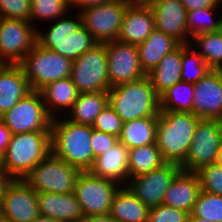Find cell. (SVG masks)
Returning <instances> with one entry per match:
<instances>
[{
    "label": "cell",
    "mask_w": 222,
    "mask_h": 222,
    "mask_svg": "<svg viewBox=\"0 0 222 222\" xmlns=\"http://www.w3.org/2000/svg\"><path fill=\"white\" fill-rule=\"evenodd\" d=\"M50 131L51 153L81 171H89L94 163L92 126L76 124L59 116L52 119Z\"/></svg>",
    "instance_id": "cell-1"
},
{
    "label": "cell",
    "mask_w": 222,
    "mask_h": 222,
    "mask_svg": "<svg viewBox=\"0 0 222 222\" xmlns=\"http://www.w3.org/2000/svg\"><path fill=\"white\" fill-rule=\"evenodd\" d=\"M199 120L192 112L160 111L156 145L167 163L185 161Z\"/></svg>",
    "instance_id": "cell-2"
},
{
    "label": "cell",
    "mask_w": 222,
    "mask_h": 222,
    "mask_svg": "<svg viewBox=\"0 0 222 222\" xmlns=\"http://www.w3.org/2000/svg\"><path fill=\"white\" fill-rule=\"evenodd\" d=\"M50 153L51 131L15 134L11 136L6 152L0 158V164L14 179H24Z\"/></svg>",
    "instance_id": "cell-3"
},
{
    "label": "cell",
    "mask_w": 222,
    "mask_h": 222,
    "mask_svg": "<svg viewBox=\"0 0 222 222\" xmlns=\"http://www.w3.org/2000/svg\"><path fill=\"white\" fill-rule=\"evenodd\" d=\"M108 104L123 123L143 117L159 116L161 110L160 96L147 76L111 87L108 90Z\"/></svg>",
    "instance_id": "cell-4"
},
{
    "label": "cell",
    "mask_w": 222,
    "mask_h": 222,
    "mask_svg": "<svg viewBox=\"0 0 222 222\" xmlns=\"http://www.w3.org/2000/svg\"><path fill=\"white\" fill-rule=\"evenodd\" d=\"M32 91L59 79L71 77L73 60L37 43L19 63Z\"/></svg>",
    "instance_id": "cell-5"
},
{
    "label": "cell",
    "mask_w": 222,
    "mask_h": 222,
    "mask_svg": "<svg viewBox=\"0 0 222 222\" xmlns=\"http://www.w3.org/2000/svg\"><path fill=\"white\" fill-rule=\"evenodd\" d=\"M81 170L50 153L23 179L36 193H73Z\"/></svg>",
    "instance_id": "cell-6"
},
{
    "label": "cell",
    "mask_w": 222,
    "mask_h": 222,
    "mask_svg": "<svg viewBox=\"0 0 222 222\" xmlns=\"http://www.w3.org/2000/svg\"><path fill=\"white\" fill-rule=\"evenodd\" d=\"M106 43H97L73 60L71 79L79 93L108 91Z\"/></svg>",
    "instance_id": "cell-7"
},
{
    "label": "cell",
    "mask_w": 222,
    "mask_h": 222,
    "mask_svg": "<svg viewBox=\"0 0 222 222\" xmlns=\"http://www.w3.org/2000/svg\"><path fill=\"white\" fill-rule=\"evenodd\" d=\"M132 2L133 0H114L83 8L79 11L82 25L97 43L117 40L124 14Z\"/></svg>",
    "instance_id": "cell-8"
},
{
    "label": "cell",
    "mask_w": 222,
    "mask_h": 222,
    "mask_svg": "<svg viewBox=\"0 0 222 222\" xmlns=\"http://www.w3.org/2000/svg\"><path fill=\"white\" fill-rule=\"evenodd\" d=\"M121 185L113 180L101 178L89 171H81L74 193L84 216L110 214L111 205Z\"/></svg>",
    "instance_id": "cell-9"
},
{
    "label": "cell",
    "mask_w": 222,
    "mask_h": 222,
    "mask_svg": "<svg viewBox=\"0 0 222 222\" xmlns=\"http://www.w3.org/2000/svg\"><path fill=\"white\" fill-rule=\"evenodd\" d=\"M52 119L39 91L30 92L0 116V120L11 131L12 135L50 131Z\"/></svg>",
    "instance_id": "cell-10"
},
{
    "label": "cell",
    "mask_w": 222,
    "mask_h": 222,
    "mask_svg": "<svg viewBox=\"0 0 222 222\" xmlns=\"http://www.w3.org/2000/svg\"><path fill=\"white\" fill-rule=\"evenodd\" d=\"M222 144V121L200 119L194 131L185 161L180 165L183 171L196 172L201 167L215 164Z\"/></svg>",
    "instance_id": "cell-11"
},
{
    "label": "cell",
    "mask_w": 222,
    "mask_h": 222,
    "mask_svg": "<svg viewBox=\"0 0 222 222\" xmlns=\"http://www.w3.org/2000/svg\"><path fill=\"white\" fill-rule=\"evenodd\" d=\"M34 24L16 19L0 18V61L19 64L34 47L37 29Z\"/></svg>",
    "instance_id": "cell-12"
},
{
    "label": "cell",
    "mask_w": 222,
    "mask_h": 222,
    "mask_svg": "<svg viewBox=\"0 0 222 222\" xmlns=\"http://www.w3.org/2000/svg\"><path fill=\"white\" fill-rule=\"evenodd\" d=\"M106 50L110 88L147 76L141 67L136 45L114 40L106 43Z\"/></svg>",
    "instance_id": "cell-13"
},
{
    "label": "cell",
    "mask_w": 222,
    "mask_h": 222,
    "mask_svg": "<svg viewBox=\"0 0 222 222\" xmlns=\"http://www.w3.org/2000/svg\"><path fill=\"white\" fill-rule=\"evenodd\" d=\"M175 163H165L144 175L129 179L127 188L146 206L154 207L162 204L169 185L181 171Z\"/></svg>",
    "instance_id": "cell-14"
},
{
    "label": "cell",
    "mask_w": 222,
    "mask_h": 222,
    "mask_svg": "<svg viewBox=\"0 0 222 222\" xmlns=\"http://www.w3.org/2000/svg\"><path fill=\"white\" fill-rule=\"evenodd\" d=\"M1 209L5 222H31L39 215L37 193L23 179H14Z\"/></svg>",
    "instance_id": "cell-15"
},
{
    "label": "cell",
    "mask_w": 222,
    "mask_h": 222,
    "mask_svg": "<svg viewBox=\"0 0 222 222\" xmlns=\"http://www.w3.org/2000/svg\"><path fill=\"white\" fill-rule=\"evenodd\" d=\"M192 113L200 119L222 121V75L211 69L194 84Z\"/></svg>",
    "instance_id": "cell-16"
},
{
    "label": "cell",
    "mask_w": 222,
    "mask_h": 222,
    "mask_svg": "<svg viewBox=\"0 0 222 222\" xmlns=\"http://www.w3.org/2000/svg\"><path fill=\"white\" fill-rule=\"evenodd\" d=\"M150 8L154 14L155 29L173 37L180 44H189L187 10L180 0H163Z\"/></svg>",
    "instance_id": "cell-17"
},
{
    "label": "cell",
    "mask_w": 222,
    "mask_h": 222,
    "mask_svg": "<svg viewBox=\"0 0 222 222\" xmlns=\"http://www.w3.org/2000/svg\"><path fill=\"white\" fill-rule=\"evenodd\" d=\"M155 29V19L150 7L132 2L124 14L118 41L138 45Z\"/></svg>",
    "instance_id": "cell-18"
},
{
    "label": "cell",
    "mask_w": 222,
    "mask_h": 222,
    "mask_svg": "<svg viewBox=\"0 0 222 222\" xmlns=\"http://www.w3.org/2000/svg\"><path fill=\"white\" fill-rule=\"evenodd\" d=\"M128 158L129 149L118 141L113 147L94 159L89 172L126 186V183L129 182Z\"/></svg>",
    "instance_id": "cell-19"
},
{
    "label": "cell",
    "mask_w": 222,
    "mask_h": 222,
    "mask_svg": "<svg viewBox=\"0 0 222 222\" xmlns=\"http://www.w3.org/2000/svg\"><path fill=\"white\" fill-rule=\"evenodd\" d=\"M32 89L19 64L0 67V116L26 97Z\"/></svg>",
    "instance_id": "cell-20"
},
{
    "label": "cell",
    "mask_w": 222,
    "mask_h": 222,
    "mask_svg": "<svg viewBox=\"0 0 222 222\" xmlns=\"http://www.w3.org/2000/svg\"><path fill=\"white\" fill-rule=\"evenodd\" d=\"M200 192L197 173L181 170L165 192L162 204L191 213Z\"/></svg>",
    "instance_id": "cell-21"
},
{
    "label": "cell",
    "mask_w": 222,
    "mask_h": 222,
    "mask_svg": "<svg viewBox=\"0 0 222 222\" xmlns=\"http://www.w3.org/2000/svg\"><path fill=\"white\" fill-rule=\"evenodd\" d=\"M39 214L57 222H72L83 216L75 193H37Z\"/></svg>",
    "instance_id": "cell-22"
},
{
    "label": "cell",
    "mask_w": 222,
    "mask_h": 222,
    "mask_svg": "<svg viewBox=\"0 0 222 222\" xmlns=\"http://www.w3.org/2000/svg\"><path fill=\"white\" fill-rule=\"evenodd\" d=\"M179 45L180 43L173 37L154 29L144 42L136 45L144 72L148 74L166 54L172 52Z\"/></svg>",
    "instance_id": "cell-23"
},
{
    "label": "cell",
    "mask_w": 222,
    "mask_h": 222,
    "mask_svg": "<svg viewBox=\"0 0 222 222\" xmlns=\"http://www.w3.org/2000/svg\"><path fill=\"white\" fill-rule=\"evenodd\" d=\"M39 92L46 110L52 118L57 117L55 114L58 112L60 114L61 110L69 111L79 95L71 77L51 82L41 88Z\"/></svg>",
    "instance_id": "cell-24"
},
{
    "label": "cell",
    "mask_w": 222,
    "mask_h": 222,
    "mask_svg": "<svg viewBox=\"0 0 222 222\" xmlns=\"http://www.w3.org/2000/svg\"><path fill=\"white\" fill-rule=\"evenodd\" d=\"M182 44L172 52L166 54L147 77L156 93L160 96L168 88L181 80Z\"/></svg>",
    "instance_id": "cell-25"
},
{
    "label": "cell",
    "mask_w": 222,
    "mask_h": 222,
    "mask_svg": "<svg viewBox=\"0 0 222 222\" xmlns=\"http://www.w3.org/2000/svg\"><path fill=\"white\" fill-rule=\"evenodd\" d=\"M148 212L149 207L123 185L114 195L110 215L117 222H148Z\"/></svg>",
    "instance_id": "cell-26"
},
{
    "label": "cell",
    "mask_w": 222,
    "mask_h": 222,
    "mask_svg": "<svg viewBox=\"0 0 222 222\" xmlns=\"http://www.w3.org/2000/svg\"><path fill=\"white\" fill-rule=\"evenodd\" d=\"M108 105V91L79 93L72 108L65 113L69 121L92 126L95 118Z\"/></svg>",
    "instance_id": "cell-27"
},
{
    "label": "cell",
    "mask_w": 222,
    "mask_h": 222,
    "mask_svg": "<svg viewBox=\"0 0 222 222\" xmlns=\"http://www.w3.org/2000/svg\"><path fill=\"white\" fill-rule=\"evenodd\" d=\"M158 117H143L124 122L119 142L128 149L156 143Z\"/></svg>",
    "instance_id": "cell-28"
},
{
    "label": "cell",
    "mask_w": 222,
    "mask_h": 222,
    "mask_svg": "<svg viewBox=\"0 0 222 222\" xmlns=\"http://www.w3.org/2000/svg\"><path fill=\"white\" fill-rule=\"evenodd\" d=\"M167 163L156 143L129 149V179L144 175Z\"/></svg>",
    "instance_id": "cell-29"
},
{
    "label": "cell",
    "mask_w": 222,
    "mask_h": 222,
    "mask_svg": "<svg viewBox=\"0 0 222 222\" xmlns=\"http://www.w3.org/2000/svg\"><path fill=\"white\" fill-rule=\"evenodd\" d=\"M194 84L180 81L160 95V111L192 112Z\"/></svg>",
    "instance_id": "cell-30"
},
{
    "label": "cell",
    "mask_w": 222,
    "mask_h": 222,
    "mask_svg": "<svg viewBox=\"0 0 222 222\" xmlns=\"http://www.w3.org/2000/svg\"><path fill=\"white\" fill-rule=\"evenodd\" d=\"M189 45L193 49L198 47V52L207 63V65L214 70L222 66V35L216 32H205L197 34L190 38Z\"/></svg>",
    "instance_id": "cell-31"
},
{
    "label": "cell",
    "mask_w": 222,
    "mask_h": 222,
    "mask_svg": "<svg viewBox=\"0 0 222 222\" xmlns=\"http://www.w3.org/2000/svg\"><path fill=\"white\" fill-rule=\"evenodd\" d=\"M96 44L97 42L92 35L81 25L75 33L65 39L52 41V50L64 57L75 60Z\"/></svg>",
    "instance_id": "cell-32"
},
{
    "label": "cell",
    "mask_w": 222,
    "mask_h": 222,
    "mask_svg": "<svg viewBox=\"0 0 222 222\" xmlns=\"http://www.w3.org/2000/svg\"><path fill=\"white\" fill-rule=\"evenodd\" d=\"M77 16L72 19L70 17L66 18L59 17L56 21H53V25L49 28L47 33L37 30V40L36 43L42 48L52 50V41H61L66 37L75 33L82 25V17L80 13H75ZM75 19V20H74Z\"/></svg>",
    "instance_id": "cell-33"
},
{
    "label": "cell",
    "mask_w": 222,
    "mask_h": 222,
    "mask_svg": "<svg viewBox=\"0 0 222 222\" xmlns=\"http://www.w3.org/2000/svg\"><path fill=\"white\" fill-rule=\"evenodd\" d=\"M181 65V80L192 84H196L211 70L203 57L192 50L189 44H182Z\"/></svg>",
    "instance_id": "cell-34"
},
{
    "label": "cell",
    "mask_w": 222,
    "mask_h": 222,
    "mask_svg": "<svg viewBox=\"0 0 222 222\" xmlns=\"http://www.w3.org/2000/svg\"><path fill=\"white\" fill-rule=\"evenodd\" d=\"M218 7H204L190 10L186 13V22L189 38L205 32H216L219 20L213 18L214 10Z\"/></svg>",
    "instance_id": "cell-35"
},
{
    "label": "cell",
    "mask_w": 222,
    "mask_h": 222,
    "mask_svg": "<svg viewBox=\"0 0 222 222\" xmlns=\"http://www.w3.org/2000/svg\"><path fill=\"white\" fill-rule=\"evenodd\" d=\"M70 6L67 0H31L30 23L34 20H57L68 15Z\"/></svg>",
    "instance_id": "cell-36"
},
{
    "label": "cell",
    "mask_w": 222,
    "mask_h": 222,
    "mask_svg": "<svg viewBox=\"0 0 222 222\" xmlns=\"http://www.w3.org/2000/svg\"><path fill=\"white\" fill-rule=\"evenodd\" d=\"M191 214L213 222H222V196L201 190Z\"/></svg>",
    "instance_id": "cell-37"
},
{
    "label": "cell",
    "mask_w": 222,
    "mask_h": 222,
    "mask_svg": "<svg viewBox=\"0 0 222 222\" xmlns=\"http://www.w3.org/2000/svg\"><path fill=\"white\" fill-rule=\"evenodd\" d=\"M202 191L222 196V167L211 164L196 171Z\"/></svg>",
    "instance_id": "cell-38"
},
{
    "label": "cell",
    "mask_w": 222,
    "mask_h": 222,
    "mask_svg": "<svg viewBox=\"0 0 222 222\" xmlns=\"http://www.w3.org/2000/svg\"><path fill=\"white\" fill-rule=\"evenodd\" d=\"M123 122L115 110L108 104L95 118L92 124L94 130H99L119 138Z\"/></svg>",
    "instance_id": "cell-39"
},
{
    "label": "cell",
    "mask_w": 222,
    "mask_h": 222,
    "mask_svg": "<svg viewBox=\"0 0 222 222\" xmlns=\"http://www.w3.org/2000/svg\"><path fill=\"white\" fill-rule=\"evenodd\" d=\"M31 0H0V18L30 22Z\"/></svg>",
    "instance_id": "cell-40"
},
{
    "label": "cell",
    "mask_w": 222,
    "mask_h": 222,
    "mask_svg": "<svg viewBox=\"0 0 222 222\" xmlns=\"http://www.w3.org/2000/svg\"><path fill=\"white\" fill-rule=\"evenodd\" d=\"M189 214L187 211L160 204L149 208L148 222H188Z\"/></svg>",
    "instance_id": "cell-41"
},
{
    "label": "cell",
    "mask_w": 222,
    "mask_h": 222,
    "mask_svg": "<svg viewBox=\"0 0 222 222\" xmlns=\"http://www.w3.org/2000/svg\"><path fill=\"white\" fill-rule=\"evenodd\" d=\"M118 141V137L92 128L91 145L94 159L113 147Z\"/></svg>",
    "instance_id": "cell-42"
},
{
    "label": "cell",
    "mask_w": 222,
    "mask_h": 222,
    "mask_svg": "<svg viewBox=\"0 0 222 222\" xmlns=\"http://www.w3.org/2000/svg\"><path fill=\"white\" fill-rule=\"evenodd\" d=\"M187 11L204 7H218L222 0H180Z\"/></svg>",
    "instance_id": "cell-43"
},
{
    "label": "cell",
    "mask_w": 222,
    "mask_h": 222,
    "mask_svg": "<svg viewBox=\"0 0 222 222\" xmlns=\"http://www.w3.org/2000/svg\"><path fill=\"white\" fill-rule=\"evenodd\" d=\"M11 131L0 120V158L5 154L11 139Z\"/></svg>",
    "instance_id": "cell-44"
},
{
    "label": "cell",
    "mask_w": 222,
    "mask_h": 222,
    "mask_svg": "<svg viewBox=\"0 0 222 222\" xmlns=\"http://www.w3.org/2000/svg\"><path fill=\"white\" fill-rule=\"evenodd\" d=\"M114 0H67L70 9L76 6L78 9H83L89 6H93V5H101V4H107L110 3Z\"/></svg>",
    "instance_id": "cell-45"
},
{
    "label": "cell",
    "mask_w": 222,
    "mask_h": 222,
    "mask_svg": "<svg viewBox=\"0 0 222 222\" xmlns=\"http://www.w3.org/2000/svg\"><path fill=\"white\" fill-rule=\"evenodd\" d=\"M13 180L14 178L8 175L2 169L1 164H0V207L2 206L6 190Z\"/></svg>",
    "instance_id": "cell-46"
},
{
    "label": "cell",
    "mask_w": 222,
    "mask_h": 222,
    "mask_svg": "<svg viewBox=\"0 0 222 222\" xmlns=\"http://www.w3.org/2000/svg\"><path fill=\"white\" fill-rule=\"evenodd\" d=\"M72 222H117L110 214L81 216Z\"/></svg>",
    "instance_id": "cell-47"
},
{
    "label": "cell",
    "mask_w": 222,
    "mask_h": 222,
    "mask_svg": "<svg viewBox=\"0 0 222 222\" xmlns=\"http://www.w3.org/2000/svg\"><path fill=\"white\" fill-rule=\"evenodd\" d=\"M163 0H133L134 3L142 6L152 7Z\"/></svg>",
    "instance_id": "cell-48"
},
{
    "label": "cell",
    "mask_w": 222,
    "mask_h": 222,
    "mask_svg": "<svg viewBox=\"0 0 222 222\" xmlns=\"http://www.w3.org/2000/svg\"><path fill=\"white\" fill-rule=\"evenodd\" d=\"M31 222H57L54 219L48 217V216H43V215H38L36 218H34Z\"/></svg>",
    "instance_id": "cell-49"
},
{
    "label": "cell",
    "mask_w": 222,
    "mask_h": 222,
    "mask_svg": "<svg viewBox=\"0 0 222 222\" xmlns=\"http://www.w3.org/2000/svg\"><path fill=\"white\" fill-rule=\"evenodd\" d=\"M188 222H213V221L209 220V219H203V218H200V217H195L190 213L189 217H188Z\"/></svg>",
    "instance_id": "cell-50"
},
{
    "label": "cell",
    "mask_w": 222,
    "mask_h": 222,
    "mask_svg": "<svg viewBox=\"0 0 222 222\" xmlns=\"http://www.w3.org/2000/svg\"><path fill=\"white\" fill-rule=\"evenodd\" d=\"M215 164L222 167V144L219 147V151L217 153Z\"/></svg>",
    "instance_id": "cell-51"
},
{
    "label": "cell",
    "mask_w": 222,
    "mask_h": 222,
    "mask_svg": "<svg viewBox=\"0 0 222 222\" xmlns=\"http://www.w3.org/2000/svg\"><path fill=\"white\" fill-rule=\"evenodd\" d=\"M218 32L222 35V17L218 19Z\"/></svg>",
    "instance_id": "cell-52"
},
{
    "label": "cell",
    "mask_w": 222,
    "mask_h": 222,
    "mask_svg": "<svg viewBox=\"0 0 222 222\" xmlns=\"http://www.w3.org/2000/svg\"><path fill=\"white\" fill-rule=\"evenodd\" d=\"M0 222H5L1 207H0Z\"/></svg>",
    "instance_id": "cell-53"
},
{
    "label": "cell",
    "mask_w": 222,
    "mask_h": 222,
    "mask_svg": "<svg viewBox=\"0 0 222 222\" xmlns=\"http://www.w3.org/2000/svg\"><path fill=\"white\" fill-rule=\"evenodd\" d=\"M220 73H221V75H222V66L220 67V68H218L217 69Z\"/></svg>",
    "instance_id": "cell-54"
}]
</instances>
